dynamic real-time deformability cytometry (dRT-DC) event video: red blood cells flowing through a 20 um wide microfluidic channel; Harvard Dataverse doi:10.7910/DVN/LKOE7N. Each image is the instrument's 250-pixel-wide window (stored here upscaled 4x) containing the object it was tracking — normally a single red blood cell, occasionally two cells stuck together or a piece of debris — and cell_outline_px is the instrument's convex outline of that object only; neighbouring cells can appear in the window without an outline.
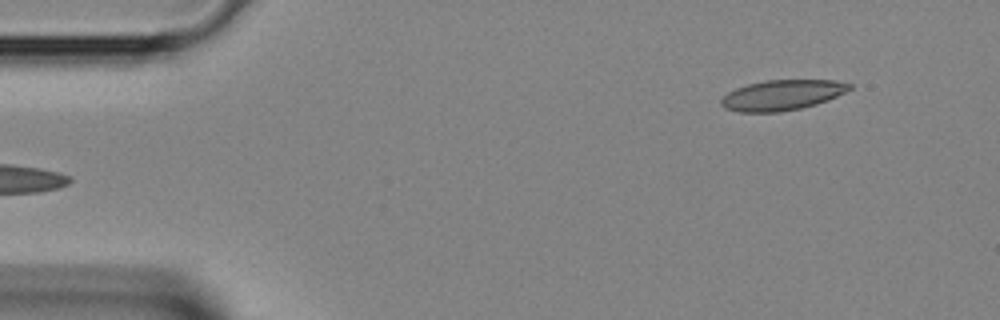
{"species": "Egyptian fruit bat (a non-hibernating species)", "species_latin": "Rousettus aegyptiacus", "temperature_condition": "room temperature", "stored_images_in_passage": 2, "segment_of_instrument_passage": [2, 2], "camera_frame_rate_fps": 3000, "um_per_image_px": 0.085, "animal": {"sex": "female"}, "frame": {"image": 1, "passage_image": 2, "time_ms": 0.333, "image_size_px": [1000, 320], "cell_outline_px": [[852, 88], [828, 100], [816, 104], [800, 108], [780, 112], [740, 112], [724, 108], [720, 104], [720, 100], [728, 92], [736, 88], [748, 84], [764, 80], [836, 80], [852, 84]], "centroid_in_image_um": [66.46, 8.08], "position_along_channel_um": 18.5, "area_um2": 22.66}}